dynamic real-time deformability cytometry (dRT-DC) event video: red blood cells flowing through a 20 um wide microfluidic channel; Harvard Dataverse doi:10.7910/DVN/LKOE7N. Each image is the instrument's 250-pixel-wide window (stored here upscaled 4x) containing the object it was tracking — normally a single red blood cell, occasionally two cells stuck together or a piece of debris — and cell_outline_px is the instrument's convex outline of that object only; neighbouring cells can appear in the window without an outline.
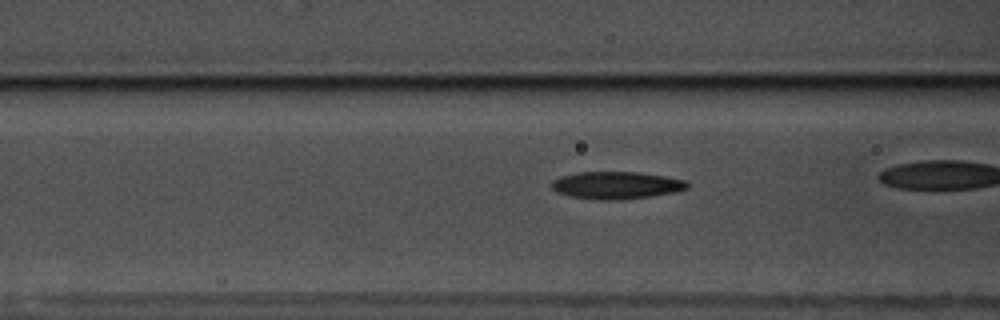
{"species": "common noctule bat (a hibernating species)", "species_latin": "Nyctalus noctula", "temperature_condition": "warm", "stored_images_in_passage": 33, "camera_frame_rate_fps": 3000, "um_per_image_px": 0.085, "animal": {"sex": "male", "body_mass_g": 17.5, "forearm_length_mm": 52.3}, "frame": {"image": 1, "passage_image": 10, "time_ms": 3.0, "image_size_px": [1000, 320], "cell_outline_px": [[688, 188], [672, 192], [652, 196], [620, 200], [600, 200], [572, 196], [556, 192], [552, 188], [552, 180], [576, 172], [636, 172], [664, 176], [688, 180]], "centroid_in_image_um": [52.4, 15.74], "position_along_channel_um": 114.2, "area_um2": 21.5}}